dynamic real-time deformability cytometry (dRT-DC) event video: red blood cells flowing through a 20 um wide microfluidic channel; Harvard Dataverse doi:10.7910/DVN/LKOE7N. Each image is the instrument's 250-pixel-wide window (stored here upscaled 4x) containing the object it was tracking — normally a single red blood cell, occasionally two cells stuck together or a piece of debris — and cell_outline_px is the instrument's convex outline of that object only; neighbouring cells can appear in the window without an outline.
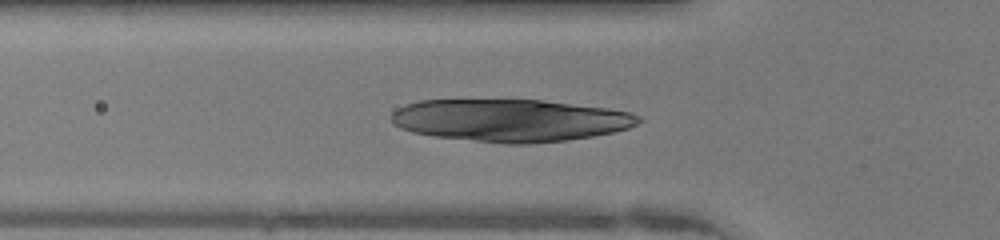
{"species": "human", "species_latin": "Homo sapiens", "temperature_condition": "warm", "stored_images_in_passage": 35, "camera_frame_rate_fps": 3000, "um_per_image_px": 0.085, "donor": {"sex": "female"}, "frame": {"image": 1, "passage_image": 6, "time_ms": 1.667, "image_size_px": [1000, 240], "cell_outline_px": [[644, 120], [628, 128], [612, 132], [592, 136], [564, 140], [528, 144], [504, 144], [432, 136], [412, 132], [400, 128], [392, 124], [392, 112], [396, 108], [404, 104], [420, 100], [540, 100], [608, 108], [632, 112], [640, 116]], "centroid_in_image_um": [43.35, 10.23], "position_along_channel_um": 82.5, "area_um2": 61.33}}
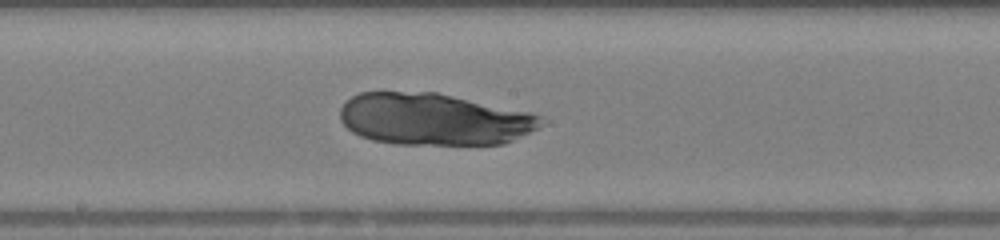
{"frame": {"image": 2, "passage_image": 15, "time_ms": 4.667, "image_size_px": [1000, 240], "cell_outline_px": [[548, 120], [544, 124], [504, 144], [396, 144], [372, 140], [360, 136], [352, 132], [340, 120], [340, 108], [352, 96], [360, 92], [436, 92], [532, 112], [544, 116]], "centroid_in_image_um": [36.91, 10.13], "position_along_channel_um": 211.3, "area_um2": 61.04}}
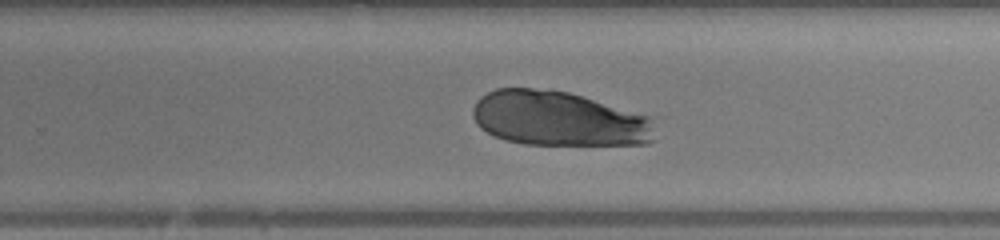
{"frame": {"image": 3, "passage_image": 20, "time_ms": 6.333, "image_size_px": [1000, 240], "cell_outline_px": [[664, 116], [652, 140], [648, 144], [524, 144], [504, 140], [480, 128], [476, 124], [472, 116], [472, 108], [476, 100], [480, 96], [496, 88], [552, 88]], "centroid_in_image_um": [47.68, 10.06], "position_along_channel_um": 282.1, "area_um2": 60.46}}